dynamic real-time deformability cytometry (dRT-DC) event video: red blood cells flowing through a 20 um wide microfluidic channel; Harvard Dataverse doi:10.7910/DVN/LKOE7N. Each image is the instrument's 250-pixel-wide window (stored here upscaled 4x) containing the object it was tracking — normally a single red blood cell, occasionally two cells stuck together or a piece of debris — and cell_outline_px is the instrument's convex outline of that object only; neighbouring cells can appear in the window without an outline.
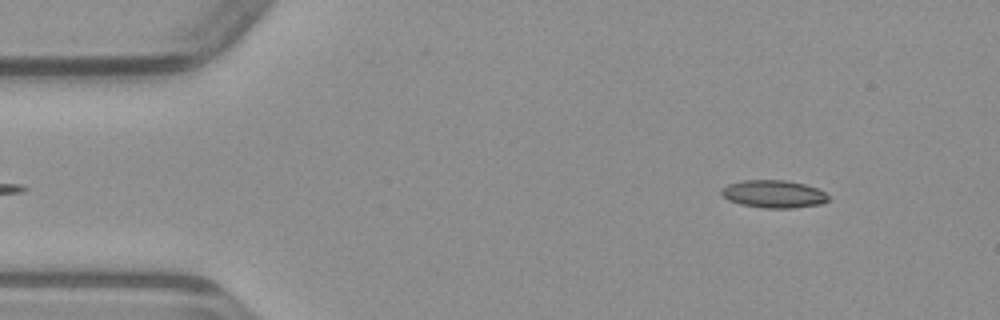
{"species": "common noctule bat (a hibernating species)", "species_latin": "Nyctalus noctula", "temperature_condition": "warm", "stored_images_in_passage": 46, "camera_frame_rate_fps": 3000, "um_per_image_px": 0.085, "animal": {"sex": "male", "body_mass_g": 23.1, "forearm_length_mm": 52.7}, "frame": {"image": 1, "passage_image": 3, "time_ms": 0.667, "image_size_px": [1000, 320], "cell_outline_px": [[828, 200], [820, 204], [792, 208], [764, 208], [740, 204], [728, 200], [720, 192], [720, 188], [728, 184], [744, 180], [784, 180], [804, 184], [816, 188], [824, 192], [828, 196]], "centroid_in_image_um": [65.72, 16.49], "position_along_channel_um": 19.3, "area_um2": 17.17}}
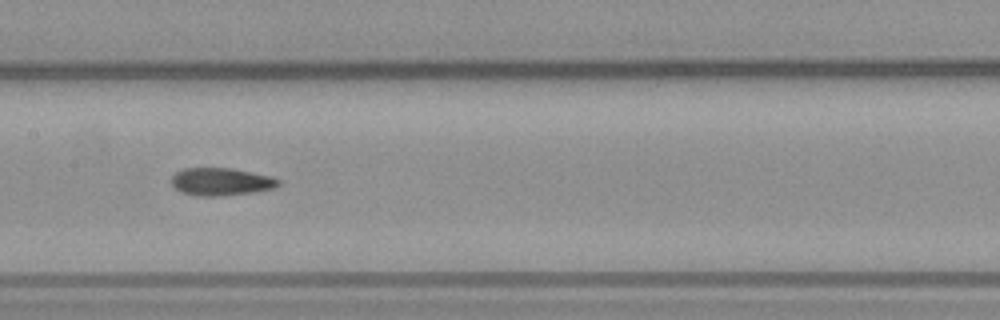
{"frame": {"image": 2, "passage_image": 21, "time_ms": 6.667, "image_size_px": [1000, 320], "cell_outline_px": [[280, 184], [276, 188], [252, 192], [220, 196], [196, 196], [180, 192], [172, 184], [172, 176], [176, 172], [184, 168], [232, 168], [272, 176], [280, 180]], "centroid_in_image_um": [18.81, 15.44], "position_along_channel_um": 188.6, "area_um2": 17.34}}
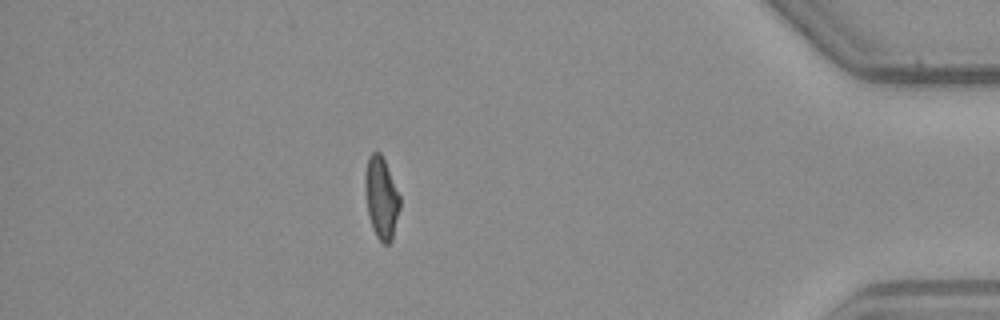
{"frame": {"image": 3, "passage_image": 40, "time_ms": 13.0, "image_size_px": [1000, 320], "cell_outline_px": [[400, 208], [392, 240], [388, 244], [384, 244], [376, 236], [372, 228], [368, 216], [364, 188], [364, 176], [368, 156], [372, 152], [380, 152], [384, 160], [400, 196]], "centroid_in_image_um": [32.39, 16.82], "position_along_channel_um": 402.8, "area_um2": 16.7}}